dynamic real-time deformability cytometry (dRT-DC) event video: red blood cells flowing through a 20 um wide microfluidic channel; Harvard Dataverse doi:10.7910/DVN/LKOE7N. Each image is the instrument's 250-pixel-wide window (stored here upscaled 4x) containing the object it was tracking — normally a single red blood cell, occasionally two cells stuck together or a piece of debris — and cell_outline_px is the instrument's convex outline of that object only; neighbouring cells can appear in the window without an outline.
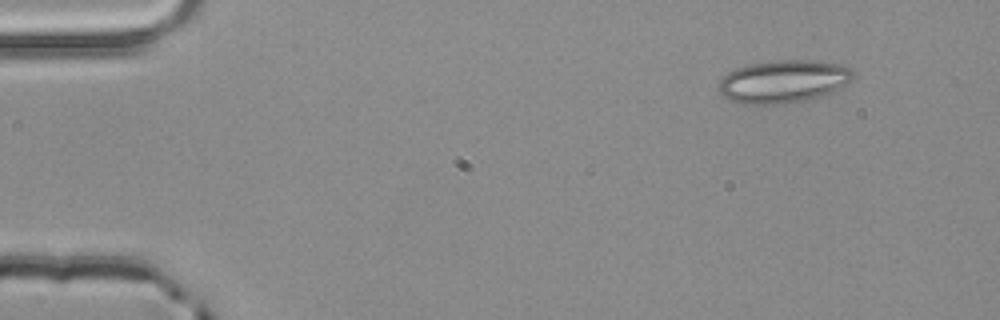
{"species": "common noctule bat (a hibernating species)", "species_latin": "Nyctalus noctula", "temperature_condition": "room temperature", "stored_images_in_passage": 2, "camera_frame_rate_fps": 3000, "um_per_image_px": 0.085, "animal": {"sex": "male", "body_mass_g": 20.4}, "frame": {"image": 1, "passage_image": 2, "time_ms": 0.333, "image_size_px": [1000, 320], "cell_outline_px": [[856, 76], [852, 80], [832, 92], [824, 96], [812, 100], [784, 104], [740, 104], [728, 100], [720, 92], [720, 80], [728, 72], [736, 68], [748, 64], [776, 60], [812, 60], [840, 64], [852, 68], [856, 72]], "centroid_in_image_um": [66.64, 6.93], "position_along_channel_um": 18.4, "area_um2": 34.1}}